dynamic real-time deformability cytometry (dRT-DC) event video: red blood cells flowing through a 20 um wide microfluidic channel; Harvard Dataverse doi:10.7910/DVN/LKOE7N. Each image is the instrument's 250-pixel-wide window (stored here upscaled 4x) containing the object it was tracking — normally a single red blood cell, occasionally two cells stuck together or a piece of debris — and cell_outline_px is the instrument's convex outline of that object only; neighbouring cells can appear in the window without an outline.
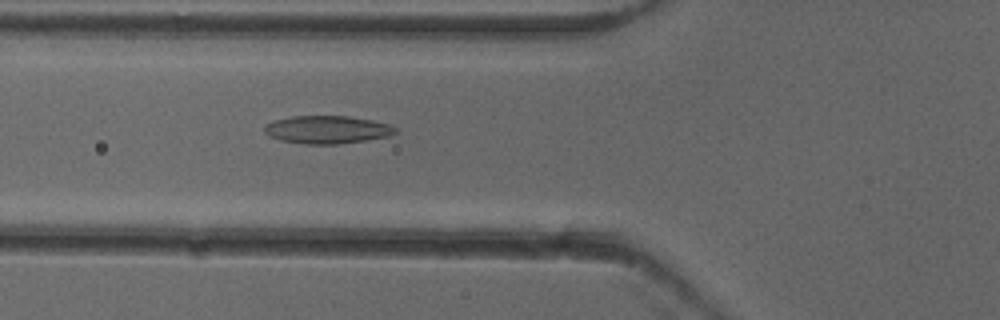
{"species": "common noctule bat (a hibernating species)", "species_latin": "Nyctalus noctula", "temperature_condition": "cold", "stored_images_in_passage": 47, "camera_frame_rate_fps": 3000, "um_per_image_px": 0.085, "animal": {"sex": "female"}, "frame": {"image": 1, "passage_image": 14, "time_ms": 4.333, "image_size_px": [1000, 320], "cell_outline_px": [[396, 132], [388, 136], [340, 144], [304, 144], [280, 140], [268, 136], [264, 132], [264, 124], [276, 120], [292, 116], [348, 116], [372, 120], [388, 124], [396, 128]], "centroid_in_image_um": [27.76, 11.02], "position_along_channel_um": 98.0, "area_um2": 21.21}}
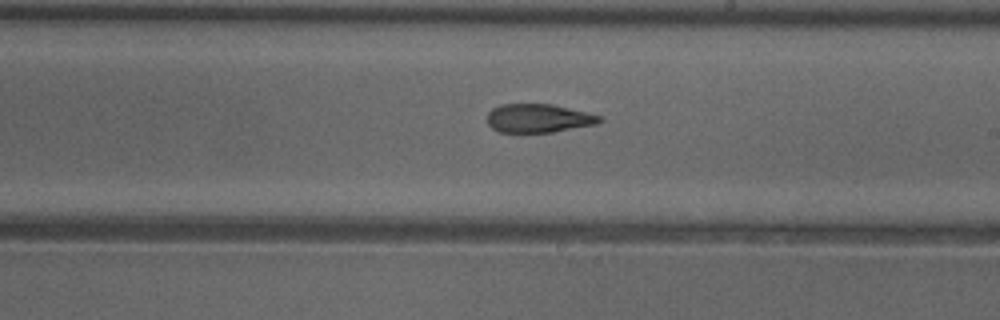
{"frame": {"image": 2, "passage_image": 25, "time_ms": 8.0, "image_size_px": [1000, 320], "cell_outline_px": [[604, 120], [596, 124], [552, 132], [500, 132], [492, 128], [488, 124], [488, 112], [492, 108], [500, 104], [552, 104], [588, 112], [600, 116]], "centroid_in_image_um": [45.77, 10.04], "position_along_channel_um": 243.2, "area_um2": 18.73}}
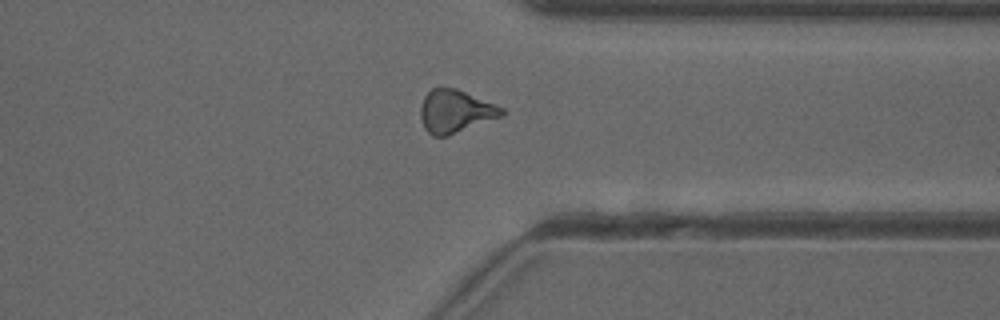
{"frame": {"image": 3, "passage_image": 35, "time_ms": 11.333, "image_size_px": [1000, 320], "cell_outline_px": [[508, 112], [504, 116], [448, 136], [432, 136], [424, 128], [420, 120], [420, 108], [424, 96], [432, 88], [456, 88], [496, 104], [504, 108]], "centroid_in_image_um": [38.73, 9.48], "position_along_channel_um": 372.7, "area_um2": 20.63}, "authors_computed_cell_mechanics": {"area_um2": 19.8254, "velocity_mm_per_s": 3.9362, "shape_relaxation_time_tau1_ms": null, "shape_relaxation_time_tau2_ms": 3.7578, "deformation_change_tau1": null, "deformation_change_tau2": 0.1232}}